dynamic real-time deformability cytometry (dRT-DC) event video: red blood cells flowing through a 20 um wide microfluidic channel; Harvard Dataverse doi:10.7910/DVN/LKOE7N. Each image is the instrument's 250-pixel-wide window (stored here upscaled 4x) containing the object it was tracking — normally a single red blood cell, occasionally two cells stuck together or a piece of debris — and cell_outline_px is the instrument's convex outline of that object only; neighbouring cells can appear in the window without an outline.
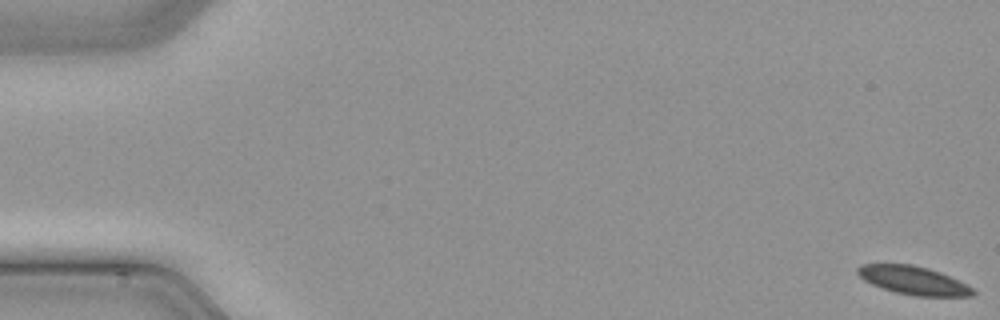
{"species": "common noctule bat (a hibernating species)", "species_latin": "Nyctalus noctula", "temperature_condition": "cold", "stored_images_in_passage": 51, "segment_of_instrument_passage": [1, 2], "camera_frame_rate_fps": 3000, "um_per_image_px": 0.085, "animal": {"sex": "male", "body_mass_g": 21.5, "forearm_length_mm": 52.0}, "frame": {"image": 1, "passage_image": 1, "time_ms": 0.0, "image_size_px": [1000, 320], "cell_outline_px": [[976, 292], [972, 296], [916, 296], [896, 292], [872, 284], [864, 280], [856, 272], [856, 268], [860, 264], [912, 264], [928, 268], [940, 272], [968, 284]], "centroid_in_image_um": [77.65, 23.82], "position_along_channel_um": 7.4, "area_um2": 19.02}}
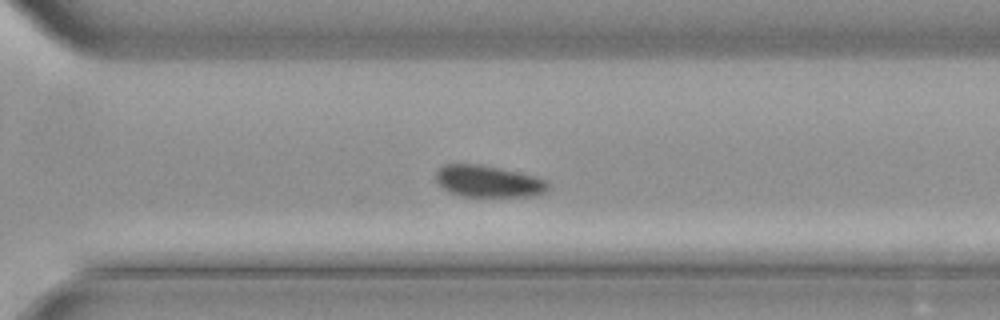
{"frame": {"image": 2, "passage_image": 36, "time_ms": 11.667, "image_size_px": [1000, 320], "cell_outline_px": [[548, 188], [544, 192], [532, 196], [460, 196], [448, 192], [436, 180], [436, 172], [444, 164], [480, 164], [516, 172], [532, 176], [544, 180], [548, 184]], "centroid_in_image_um": [41.45, 15.42], "position_along_channel_um": 329.1, "area_um2": 20.35}}
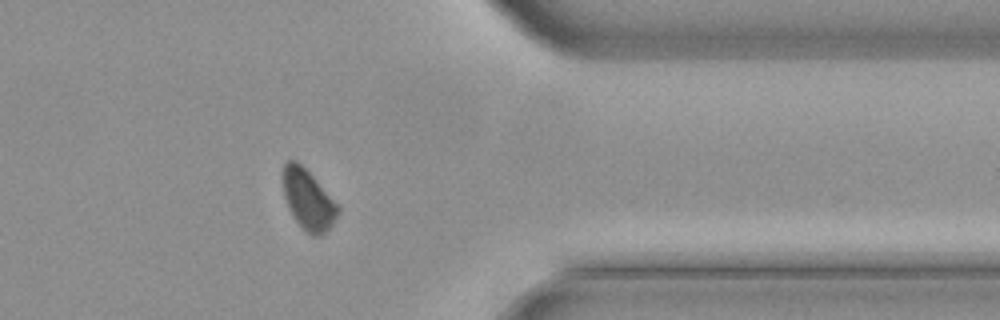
{"frame": {"image": 3, "passage_image": 41, "time_ms": 13.333, "image_size_px": [1000, 320], "cell_outline_px": [[340, 212], [332, 224], [320, 236], [312, 236], [296, 220], [284, 196], [284, 164], [288, 160], [296, 160], [316, 180], [340, 208]], "centroid_in_image_um": [26.21, 16.98], "position_along_channel_um": 385.2, "area_um2": 18.44}}